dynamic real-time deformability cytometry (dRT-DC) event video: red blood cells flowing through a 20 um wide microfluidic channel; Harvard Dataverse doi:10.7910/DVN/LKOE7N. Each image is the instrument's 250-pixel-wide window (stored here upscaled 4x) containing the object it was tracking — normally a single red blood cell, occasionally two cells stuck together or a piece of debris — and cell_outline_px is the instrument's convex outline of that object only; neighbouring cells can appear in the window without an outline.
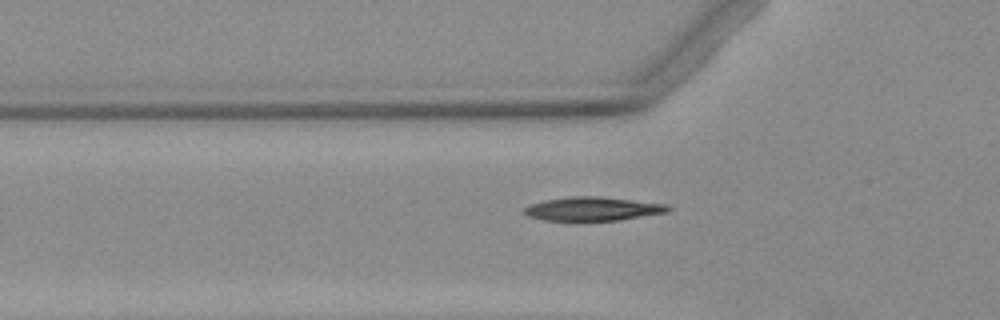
{"species": "Egyptian fruit bat (a non-hibernating species)", "species_latin": "Rousettus aegyptiacus", "temperature_condition": "warm", "stored_images_in_passage": 5, "camera_frame_rate_fps": 3000, "um_per_image_px": 0.085, "animal": {"sex": "female"}, "frame": {"image": 1, "passage_image": 5, "time_ms": 1.333, "image_size_px": [1000, 320], "cell_outline_px": [[672, 208], [668, 212], [616, 220], [544, 220], [528, 216], [524, 212], [524, 208], [532, 204], [544, 200], [572, 196], [600, 196], [668, 204]], "centroid_in_image_um": [50.42, 17.74], "position_along_channel_um": 75.4, "area_um2": 19.71}}